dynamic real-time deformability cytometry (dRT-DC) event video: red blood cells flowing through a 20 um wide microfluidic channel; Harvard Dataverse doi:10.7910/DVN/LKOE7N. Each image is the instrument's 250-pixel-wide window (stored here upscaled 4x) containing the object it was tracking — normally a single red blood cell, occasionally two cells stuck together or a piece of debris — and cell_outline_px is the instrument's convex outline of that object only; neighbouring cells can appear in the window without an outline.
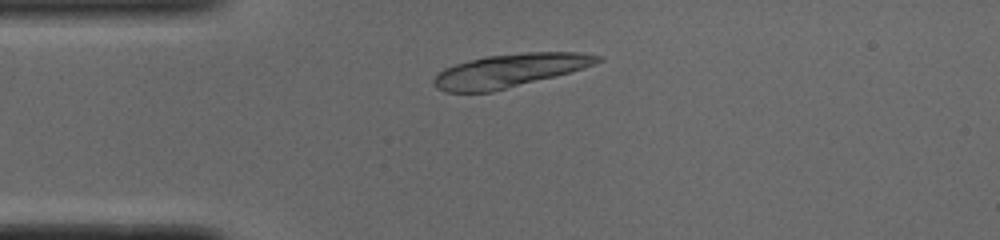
{"species": "common noctule bat (a hibernating species)", "species_latin": "Nyctalus noctula", "temperature_condition": "cold", "stored_images_in_passage": 47, "camera_frame_rate_fps": 3000, "um_per_image_px": 0.085, "animal": {"sex": "male", "body_mass_g": 19.0, "forearm_length_mm": 50.8}, "frame": {"image": 1, "passage_image": 8, "time_ms": 2.333, "image_size_px": [1000, 240], "cell_outline_px": [[604, 60], [584, 68], [492, 92], [444, 92], [436, 88], [432, 84], [432, 80], [444, 68], [456, 64], [484, 56], [524, 52], [580, 52], [604, 56]], "centroid_in_image_um": [43.32, 5.99], "position_along_channel_um": 41.7, "area_um2": 31.73}}